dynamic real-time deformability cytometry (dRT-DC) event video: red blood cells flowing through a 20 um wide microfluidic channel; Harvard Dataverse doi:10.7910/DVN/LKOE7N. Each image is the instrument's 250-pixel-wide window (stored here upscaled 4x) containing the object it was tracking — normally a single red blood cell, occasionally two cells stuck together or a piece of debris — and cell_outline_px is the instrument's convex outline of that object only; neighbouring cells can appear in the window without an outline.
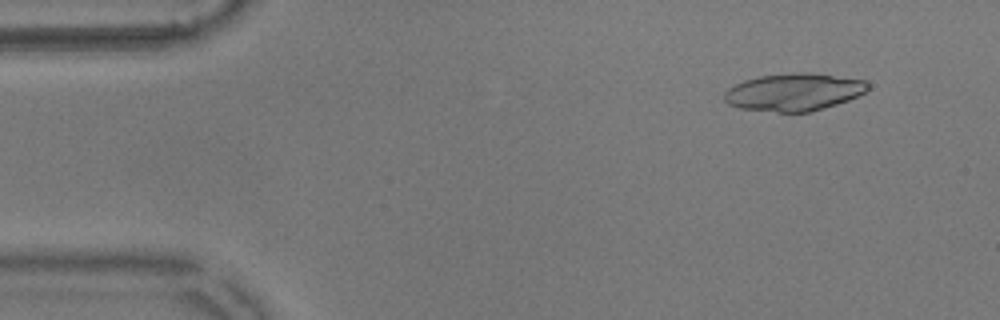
{"species": "common noctule bat (a hibernating species)", "species_latin": "Nyctalus noctula", "temperature_condition": "warm", "stored_images_in_passage": 54, "camera_frame_rate_fps": 3000, "um_per_image_px": 0.085, "animal": {"sex": "male", "body_mass_g": 17.9}, "frame": {"image": 1, "passage_image": 5, "time_ms": 1.333, "image_size_px": [1000, 320], "cell_outline_px": [[868, 88], [864, 92], [848, 100], [812, 112], [780, 112], [740, 108], [728, 104], [724, 100], [724, 92], [728, 88], [744, 80], [760, 76], [792, 72], [804, 72], [864, 80], [868, 84]], "centroid_in_image_um": [67.44, 7.83], "position_along_channel_um": 17.6, "area_um2": 31.1}}